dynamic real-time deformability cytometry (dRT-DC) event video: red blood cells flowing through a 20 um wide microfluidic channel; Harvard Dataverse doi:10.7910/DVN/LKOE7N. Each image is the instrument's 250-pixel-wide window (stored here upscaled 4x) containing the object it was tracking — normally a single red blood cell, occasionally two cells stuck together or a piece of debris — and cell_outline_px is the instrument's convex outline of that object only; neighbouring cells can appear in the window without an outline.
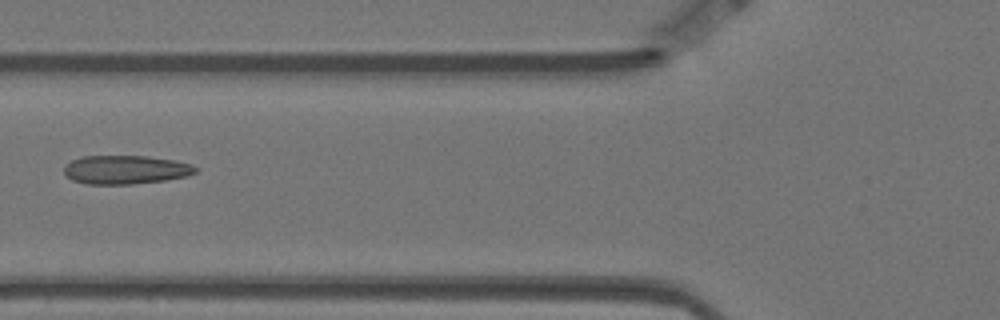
{"species": "Egyptian fruit bat (a non-hibernating species)", "species_latin": "Rousettus aegyptiacus", "temperature_condition": "warm", "stored_images_in_passage": 6, "camera_frame_rate_fps": 3000, "um_per_image_px": 0.085, "animal": {"sex": "female"}, "frame": {"image": 1, "passage_image": 6, "time_ms": 1.667, "image_size_px": [1000, 320], "cell_outline_px": [[200, 168], [196, 172], [188, 176], [164, 180], [132, 184], [88, 184], [72, 180], [64, 172], [64, 164], [72, 160], [84, 156], [148, 156], [176, 160], [192, 164]], "centroid_in_image_um": [10.71, 14.42], "position_along_channel_um": 115.1, "area_um2": 22.14}}